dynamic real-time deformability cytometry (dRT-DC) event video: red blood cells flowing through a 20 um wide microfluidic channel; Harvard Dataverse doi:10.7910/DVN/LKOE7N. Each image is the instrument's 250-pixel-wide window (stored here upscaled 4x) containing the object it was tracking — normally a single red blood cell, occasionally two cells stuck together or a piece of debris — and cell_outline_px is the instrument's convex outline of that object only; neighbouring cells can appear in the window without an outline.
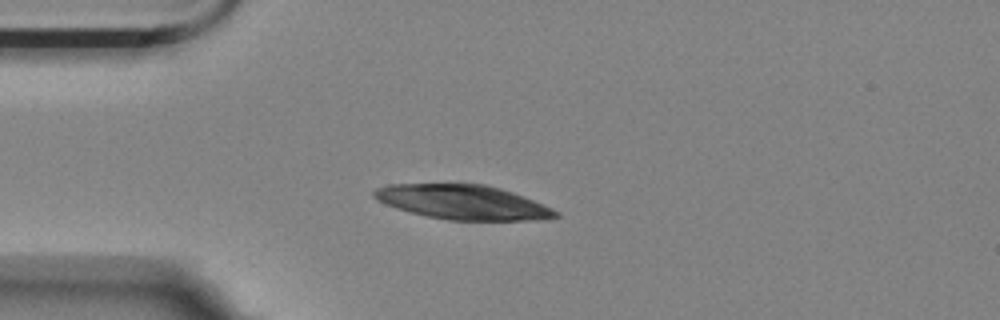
{"species": "Egyptian fruit bat (a non-hibernating species)", "species_latin": "Rousettus aegyptiacus", "temperature_condition": "room temperature", "stored_images_in_passage": 5, "camera_frame_rate_fps": 3000, "um_per_image_px": 0.085, "animal": {"sex": "female"}, "frame": {"image": 1, "passage_image": 4, "time_ms": 4.333, "image_size_px": [1000, 320], "cell_outline_px": [[560, 216], [540, 220], [448, 220], [428, 216], [396, 208], [384, 204], [376, 200], [372, 196], [372, 192], [376, 188], [388, 184], [484, 184], [500, 188], [524, 196], [552, 208], [560, 212]], "centroid_in_image_um": [39.34, 17.18], "position_along_channel_um": 45.7, "area_um2": 36.47}}